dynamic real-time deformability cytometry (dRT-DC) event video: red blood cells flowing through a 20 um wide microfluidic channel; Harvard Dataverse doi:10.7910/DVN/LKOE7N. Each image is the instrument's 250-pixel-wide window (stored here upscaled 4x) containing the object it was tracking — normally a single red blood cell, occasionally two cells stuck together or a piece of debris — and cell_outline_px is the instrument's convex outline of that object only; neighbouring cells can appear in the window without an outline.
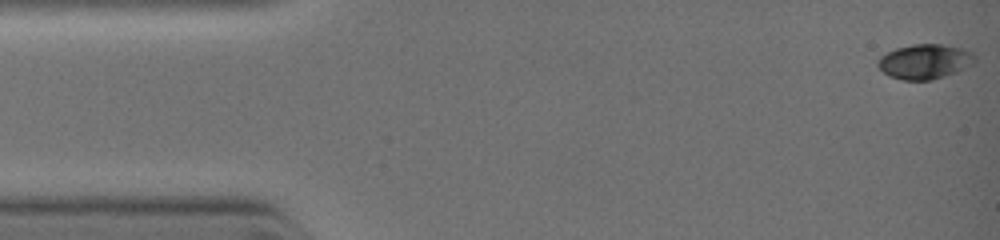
{"species": "common noctule bat (a hibernating species)", "species_latin": "Nyctalus noctula", "temperature_condition": "warm", "stored_images_in_passage": 16, "camera_frame_rate_fps": 3000, "um_per_image_px": 0.085, "animal": {"sex": "female", "body_mass_g": 19.0, "forearm_length_mm": 51.5}, "frame": {"image": 1, "passage_image": 1, "time_ms": 0.0, "image_size_px": [1000, 240], "cell_outline_px": [[976, 60], [972, 64], [956, 72], [932, 80], [904, 80], [888, 76], [876, 64], [876, 60], [880, 56], [896, 48], [912, 44], [940, 44], [960, 48], [972, 52], [976, 56]], "centroid_in_image_um": [78.58, 5.23], "position_along_channel_um": 6.4, "area_um2": 19.65}}
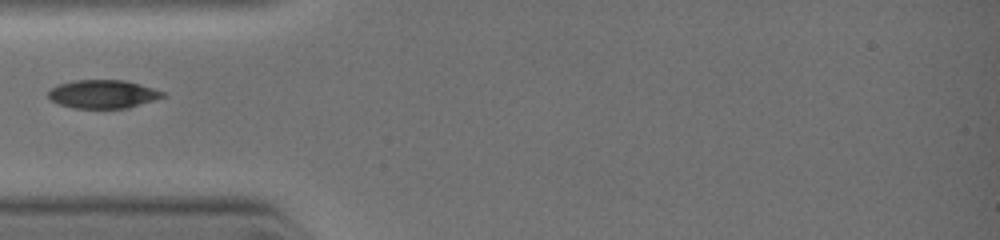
{"frame": {"image": 2, "passage_image": 9, "time_ms": 3.333, "image_size_px": [1000, 240], "cell_outline_px": [[168, 96], [124, 108], [72, 108], [60, 104], [52, 100], [48, 96], [48, 92], [56, 84], [76, 80], [124, 80], [140, 84], [164, 92]], "centroid_in_image_um": [8.74, 7.99], "position_along_channel_um": 76.3, "area_um2": 18.79}}
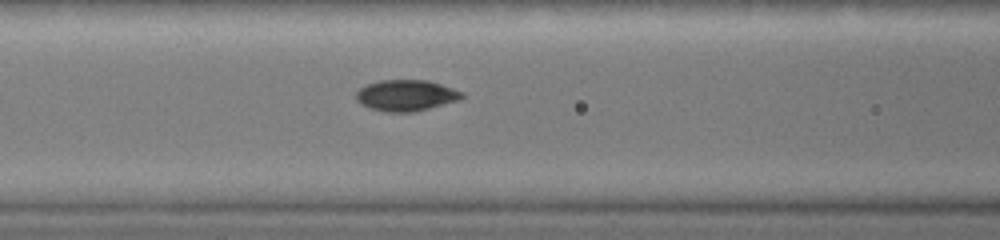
{"frame": {"image": 3, "passage_image": 13, "time_ms": 4.333, "image_size_px": [1000, 240], "cell_outline_px": [[464, 96], [460, 100], [416, 112], [388, 112], [372, 108], [360, 104], [356, 100], [356, 92], [360, 88], [368, 84], [380, 80], [428, 80], [464, 92]], "centroid_in_image_um": [34.54, 8.11], "position_along_channel_um": 132.1, "area_um2": 19.25}}